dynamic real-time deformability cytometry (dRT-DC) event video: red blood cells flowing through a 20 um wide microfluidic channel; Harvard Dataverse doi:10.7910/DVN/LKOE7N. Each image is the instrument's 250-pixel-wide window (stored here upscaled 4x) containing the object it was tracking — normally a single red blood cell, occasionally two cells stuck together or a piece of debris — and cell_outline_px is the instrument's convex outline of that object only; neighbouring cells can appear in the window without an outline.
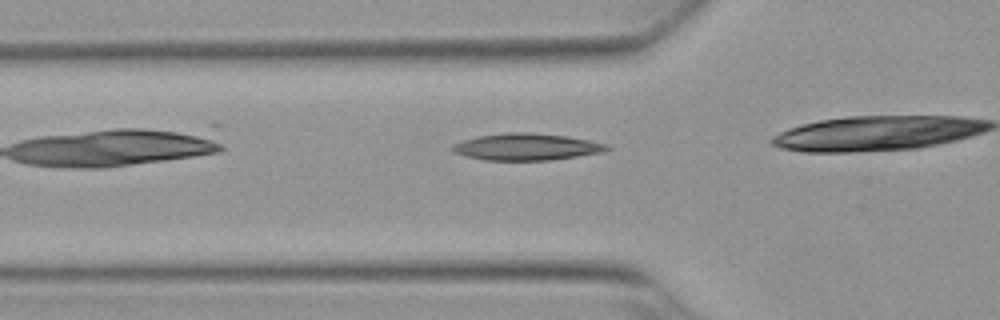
{"species": "Egyptian fruit bat (a non-hibernating species)", "species_latin": "Rousettus aegyptiacus", "temperature_condition": "warm", "stored_images_in_passage": 16, "camera_frame_rate_fps": 3000, "um_per_image_px": 0.085, "animal": {"sex": "female"}, "frame": {"image": 1, "passage_image": 5, "time_ms": 1.333, "image_size_px": [1000, 320], "cell_outline_px": [[612, 148], [600, 152], [552, 160], [484, 160], [468, 156], [456, 152], [452, 148], [452, 144], [476, 136], [504, 132], [532, 132], [568, 136], [608, 144]], "centroid_in_image_um": [44.76, 12.47], "position_along_channel_um": 81.0, "area_um2": 24.04}}